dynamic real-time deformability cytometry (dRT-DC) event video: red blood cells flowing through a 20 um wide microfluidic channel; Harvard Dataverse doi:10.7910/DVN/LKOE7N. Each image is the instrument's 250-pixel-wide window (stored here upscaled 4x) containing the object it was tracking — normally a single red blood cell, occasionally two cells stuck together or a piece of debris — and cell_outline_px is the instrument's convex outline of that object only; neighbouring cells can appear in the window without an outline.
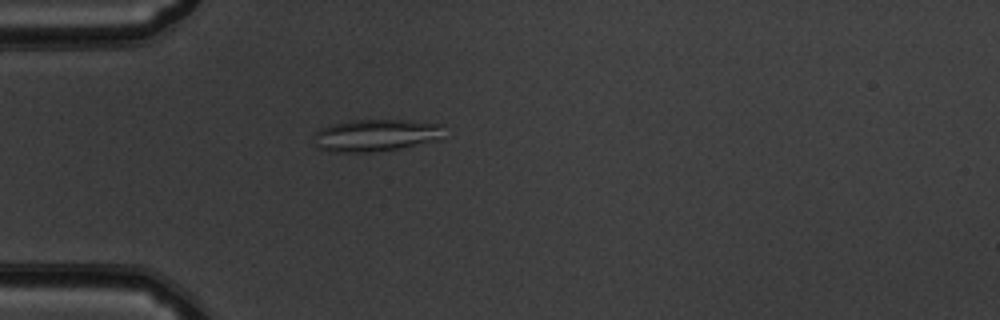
{"species": "common noctule bat (a hibernating species)", "species_latin": "Nyctalus noctula", "temperature_condition": "warm", "stored_images_in_passage": 45, "camera_frame_rate_fps": 3000, "um_per_image_px": 0.085, "animal": {"sex": "male", "body_mass_g": 19.5, "forearm_length_mm": 54.6}, "frame": {"image": 1, "passage_image": 8, "time_ms": 2.333, "image_size_px": [1000, 320], "cell_outline_px": [[444, 124], [440, 140], [400, 148], [368, 152], [332, 152], [316, 148], [312, 136], [320, 128], [332, 124], [352, 120], [408, 120]], "centroid_in_image_um": [31.92, 11.5], "position_along_channel_um": 53.1, "area_um2": 24.62}}
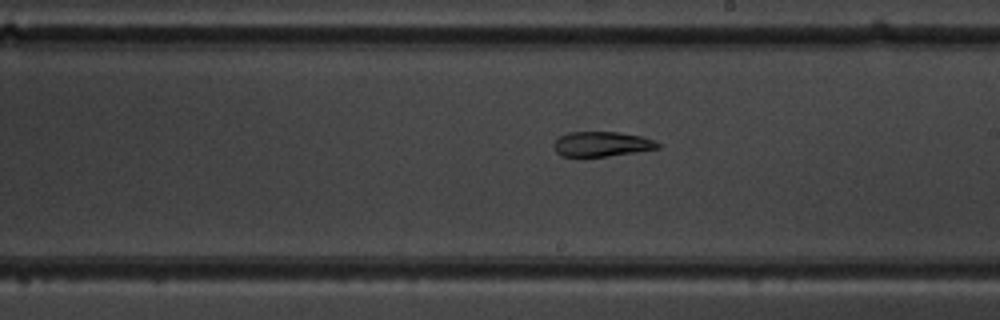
{"frame": {"image": 2, "passage_image": 23, "time_ms": 7.333, "image_size_px": [1000, 320], "cell_outline_px": [[660, 148], [636, 152], [608, 156], [560, 156], [556, 152], [552, 144], [560, 136], [568, 132], [620, 132], [640, 136], [652, 140], [660, 144]], "centroid_in_image_um": [51.12, 12.24], "position_along_channel_um": 237.9, "area_um2": 15.03}}
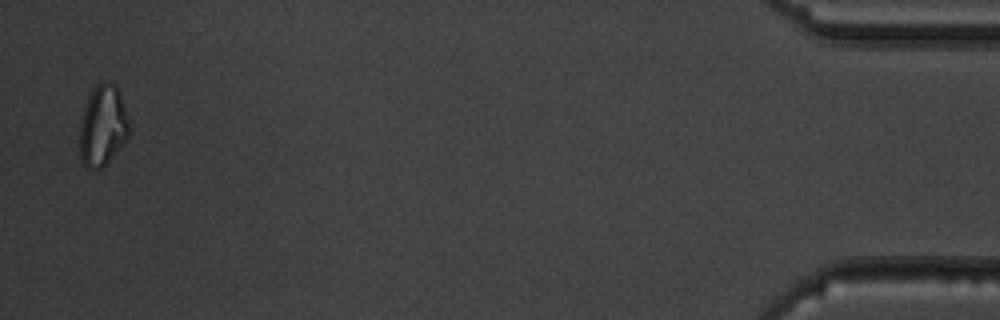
{"frame": {"image": 3, "passage_image": 44, "time_ms": 14.333, "image_size_px": [1000, 320], "cell_outline_px": [[128, 136], [104, 168], [96, 172], [88, 168], [80, 160], [80, 120], [88, 96], [92, 88], [100, 80], [104, 80], [116, 84], [128, 116]], "centroid_in_image_um": [8.71, 10.69], "position_along_channel_um": 426.5, "area_um2": 23.64}}